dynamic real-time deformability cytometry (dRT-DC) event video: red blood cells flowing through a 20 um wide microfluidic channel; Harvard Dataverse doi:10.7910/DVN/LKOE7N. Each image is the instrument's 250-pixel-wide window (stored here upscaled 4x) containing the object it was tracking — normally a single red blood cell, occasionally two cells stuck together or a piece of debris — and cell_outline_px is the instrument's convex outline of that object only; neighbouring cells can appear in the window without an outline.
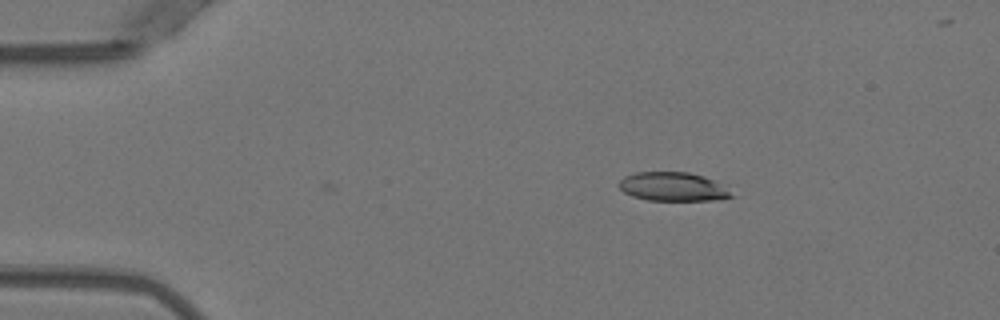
{"species": "Egyptian fruit bat (a non-hibernating species)", "species_latin": "Rousettus aegyptiacus", "temperature_condition": "warm", "stored_images_in_passage": 42, "camera_frame_rate_fps": 3000, "um_per_image_px": 0.085, "animal": {"sex": "female"}, "frame": {"image": 1, "passage_image": 1, "time_ms": 0.0, "image_size_px": [1000, 320], "cell_outline_px": [[736, 196], [712, 200], [648, 200], [632, 196], [624, 192], [620, 188], [620, 180], [624, 176], [636, 172], [688, 172], [704, 176], [712, 180]], "centroid_in_image_um": [57.15, 15.86], "position_along_channel_um": 27.8, "area_um2": 18.55}}
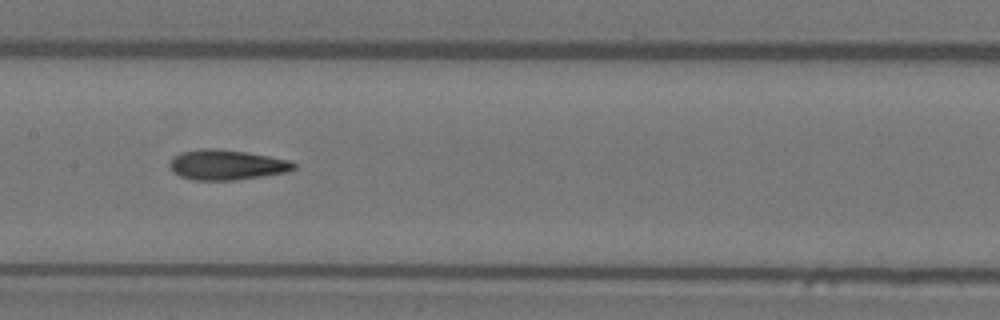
{"frame": {"image": 2, "passage_image": 18, "time_ms": 5.667, "image_size_px": [1000, 320], "cell_outline_px": [[296, 168], [288, 172], [236, 180], [192, 180], [180, 176], [172, 172], [168, 164], [172, 156], [180, 152], [200, 148], [216, 148], [244, 152], [268, 156], [288, 160], [296, 164]], "centroid_in_image_um": [19.21, 14.01], "position_along_channel_um": 188.2, "area_um2": 21.96}}
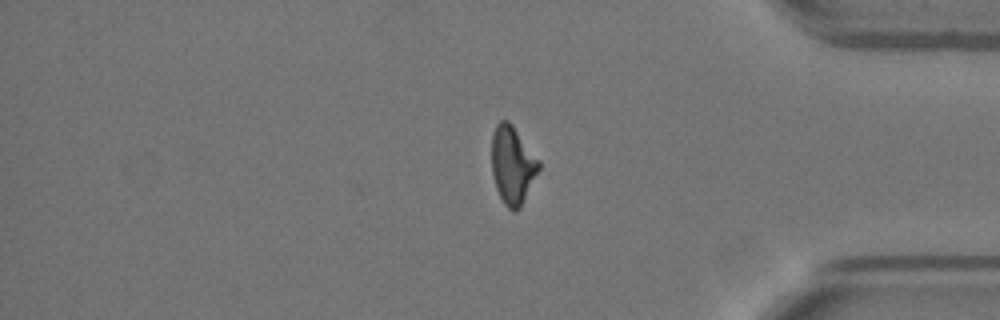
{"frame": {"image": 3, "passage_image": 35, "time_ms": 11.333, "image_size_px": [1000, 320], "cell_outline_px": [[540, 168], [520, 208], [516, 212], [512, 212], [504, 204], [496, 188], [492, 172], [492, 136], [496, 124], [500, 120], [508, 120], [512, 124], [540, 160]], "centroid_in_image_um": [43.57, 14.03], "position_along_channel_um": 391.6, "area_um2": 21.44}}